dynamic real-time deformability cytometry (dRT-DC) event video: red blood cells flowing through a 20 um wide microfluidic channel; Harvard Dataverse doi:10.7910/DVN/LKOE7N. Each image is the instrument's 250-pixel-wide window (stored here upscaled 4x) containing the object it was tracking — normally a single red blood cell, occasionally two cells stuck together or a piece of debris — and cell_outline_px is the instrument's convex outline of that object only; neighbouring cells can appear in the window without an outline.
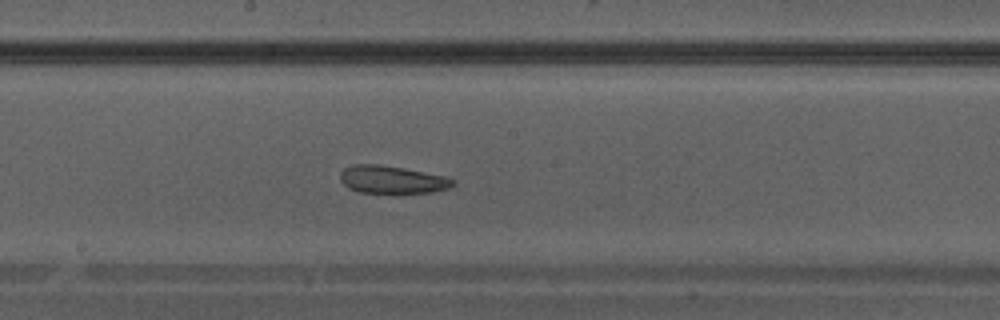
{"species": "Egyptian fruit bat (a non-hibernating species)", "species_latin": "Rousettus aegyptiacus", "temperature_condition": "warm", "stored_images_in_passage": 34, "camera_frame_rate_fps": 3000, "um_per_image_px": 0.085, "animal": {"sex": "male"}, "frame": {"image": 1, "passage_image": 15, "time_ms": 4.667, "image_size_px": [1000, 320], "cell_outline_px": [[456, 184], [452, 188], [432, 192], [400, 196], [396, 196], [360, 192], [348, 188], [340, 180], [340, 172], [344, 168], [352, 164], [376, 164], [404, 168], [448, 176], [456, 180]], "centroid_in_image_um": [33.4, 15.32], "position_along_channel_um": 214.8, "area_um2": 19.42}}